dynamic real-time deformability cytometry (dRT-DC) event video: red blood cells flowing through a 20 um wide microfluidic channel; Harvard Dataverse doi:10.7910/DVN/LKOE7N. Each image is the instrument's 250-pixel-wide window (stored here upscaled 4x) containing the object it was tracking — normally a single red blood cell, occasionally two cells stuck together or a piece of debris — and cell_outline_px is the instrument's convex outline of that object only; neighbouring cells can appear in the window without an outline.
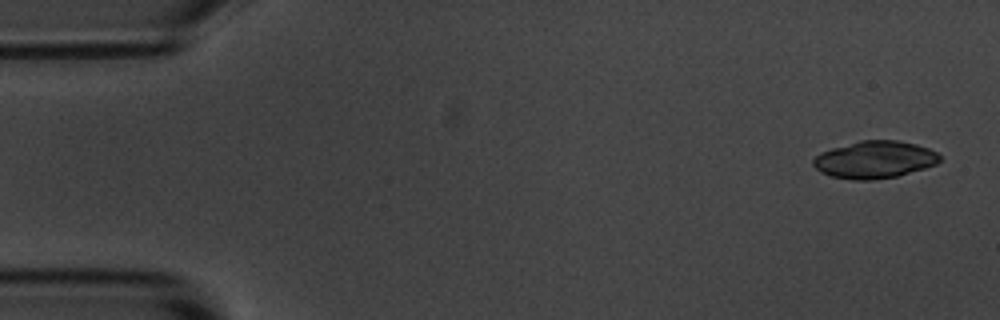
{"species": "common noctule bat (a hibernating species)", "species_latin": "Nyctalus noctula", "temperature_condition": "room temperature", "stored_images_in_passage": 4, "camera_frame_rate_fps": 3000, "um_per_image_px": 0.085, "animal": {"sex": "male", "body_mass_g": 20.1, "forearm_length_mm": 53.5}, "frame": {"image": 1, "passage_image": 1, "time_ms": 0.0, "image_size_px": [1000, 320], "cell_outline_px": [[940, 160], [936, 164], [924, 168], [896, 176], [872, 180], [852, 180], [832, 176], [820, 172], [812, 164], [812, 160], [820, 152], [832, 148], [860, 140], [896, 140], [916, 144], [928, 148], [936, 152], [940, 156]], "centroid_in_image_um": [74.32, 13.57], "position_along_channel_um": 10.7, "area_um2": 27.4}}